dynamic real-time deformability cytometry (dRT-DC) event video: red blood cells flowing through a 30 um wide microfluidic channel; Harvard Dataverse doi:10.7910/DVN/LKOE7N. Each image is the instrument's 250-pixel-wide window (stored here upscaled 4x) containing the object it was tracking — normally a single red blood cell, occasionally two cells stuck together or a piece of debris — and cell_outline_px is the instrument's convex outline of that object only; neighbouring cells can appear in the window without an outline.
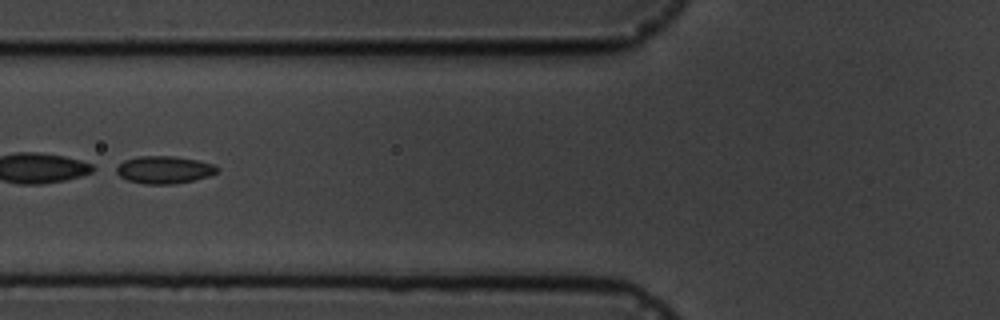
{"species": "common noctule bat (a hibernating species)", "species_latin": "Nyctalus noctula", "temperature_condition": "cold", "stored_images_in_passage": 17, "segment_of_instrument_passage": [2, 2], "camera_frame_rate_fps": 3000, "um_per_image_px": 0.085, "animal": {"sex": "male", "body_mass_g": 19.5, "forearm_length_mm": 54.6}, "frame": {"image": 1, "passage_image": 7, "time_ms": 7.0, "image_size_px": [1000, 320], "cell_outline_px": [[220, 168], [216, 172], [208, 176], [192, 180], [172, 184], [144, 184], [128, 180], [120, 176], [112, 168], [124, 160], [140, 156], [172, 156], [196, 160], [212, 164]], "centroid_in_image_um": [13.89, 14.43], "position_along_channel_um": 111.9, "area_um2": 16.07}}
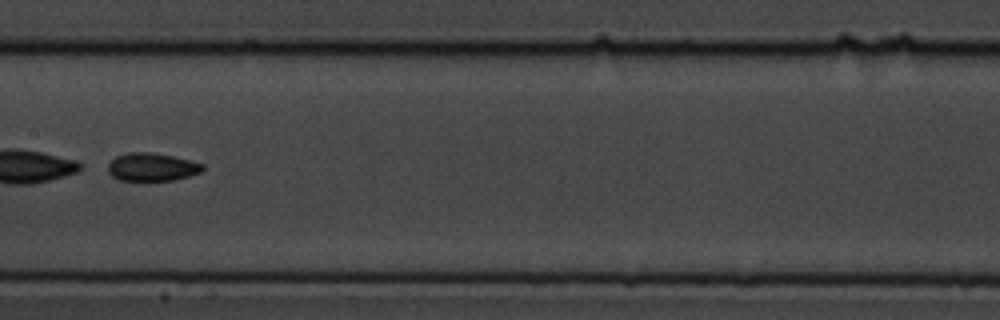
{"frame": {"image": 2, "passage_image": 9, "time_ms": 9.333, "image_size_px": [1000, 320], "cell_outline_px": [[204, 168], [200, 172], [188, 176], [172, 180], [120, 180], [112, 176], [108, 172], [108, 164], [116, 156], [128, 152], [148, 152], [172, 156], [192, 160], [204, 164]], "centroid_in_image_um": [12.91, 14.19], "position_along_channel_um": 194.5, "area_um2": 15.37}}
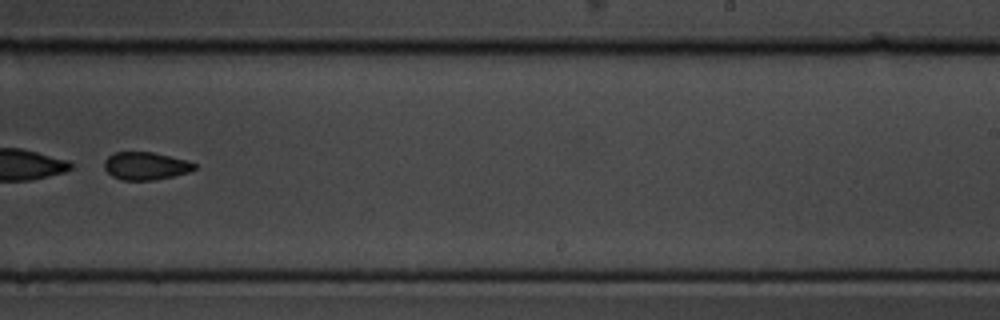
{"frame": {"image": 3, "passage_image": 11, "time_ms": 11.667, "image_size_px": [1000, 320], "cell_outline_px": [[196, 168], [188, 172], [172, 176], [152, 180], [120, 180], [112, 176], [104, 168], [104, 160], [112, 152], [152, 152], [184, 160], [196, 164]], "centroid_in_image_um": [12.32, 14.1], "position_along_channel_um": 276.7, "area_um2": 14.45}}